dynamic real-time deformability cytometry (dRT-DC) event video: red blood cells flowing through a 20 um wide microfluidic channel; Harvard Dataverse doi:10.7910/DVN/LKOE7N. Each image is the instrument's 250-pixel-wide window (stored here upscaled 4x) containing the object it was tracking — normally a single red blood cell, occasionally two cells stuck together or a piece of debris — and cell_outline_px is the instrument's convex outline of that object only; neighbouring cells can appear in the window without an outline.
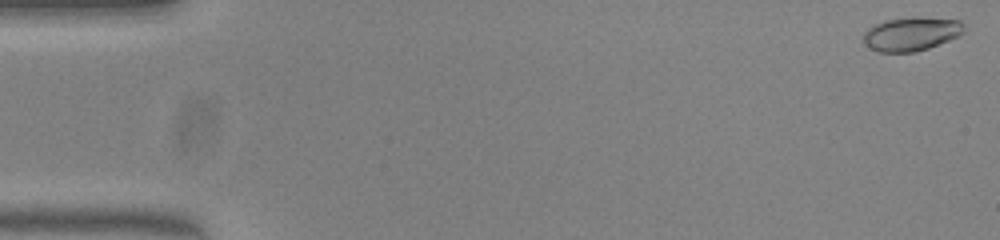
{"species": "common noctule bat (a hibernating species)", "species_latin": "Nyctalus noctula", "temperature_condition": "warm", "stored_images_in_passage": 51, "camera_frame_rate_fps": 3000, "um_per_image_px": 0.085, "animal": {"sex": "female", "body_mass_g": 23.0, "forearm_length_mm": 53.4}, "frame": {"image": 1, "passage_image": 1, "time_ms": 0.0, "image_size_px": [1000, 240], "cell_outline_px": [[964, 32], [960, 36], [928, 48], [916, 52], [876, 52], [864, 44], [864, 32], [868, 28], [884, 20], [912, 16], [916, 16], [960, 20], [964, 24]], "centroid_in_image_um": [77.47, 2.87], "position_along_channel_um": 7.5, "area_um2": 20.11}}
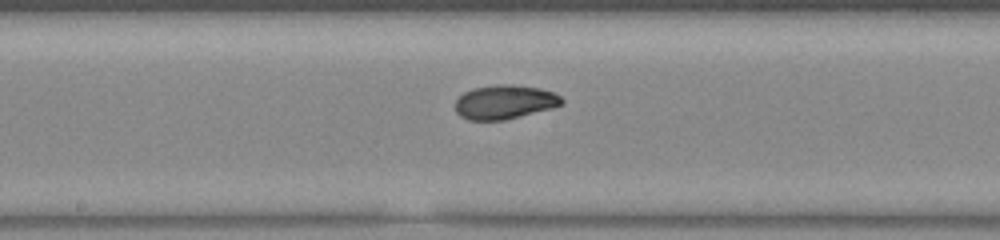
{"frame": {"image": 2, "passage_image": 27, "time_ms": 8.667, "image_size_px": [1000, 240], "cell_outline_px": [[564, 104], [552, 108], [504, 120], [468, 120], [460, 116], [456, 112], [456, 100], [464, 92], [472, 88], [496, 84], [512, 84], [540, 88], [552, 92], [560, 96], [564, 100]], "centroid_in_image_um": [42.9, 8.66], "position_along_channel_um": 205.3, "area_um2": 21.21}}
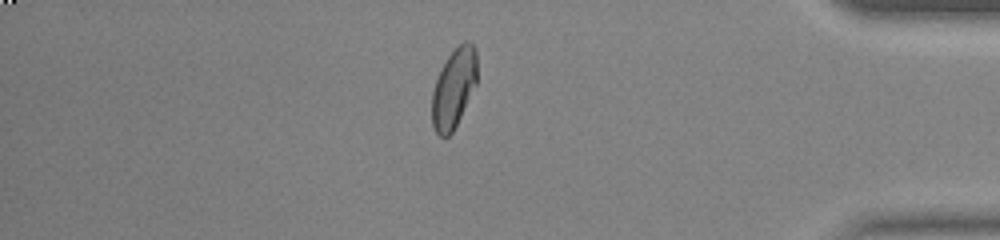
{"frame": {"image": 3, "passage_image": 44, "time_ms": 14.333, "image_size_px": [1000, 240], "cell_outline_px": [[476, 84], [452, 132], [448, 136], [440, 136], [436, 132], [432, 124], [432, 92], [440, 68], [448, 56], [464, 40], [468, 40], [476, 48]], "centroid_in_image_um": [38.56, 7.46], "position_along_channel_um": 396.6, "area_um2": 20.58}, "authors_computed_cell_mechanics": {"area_um2": 20.6924, "velocity_mm_per_s": 3.9988, "shape_relaxation_time_tau1_ms": 5.0326, "shape_relaxation_time_tau2_ms": 2.1878, "deformation_change_tau1": 0.1624, "deformation_change_tau2": 0.0655}}